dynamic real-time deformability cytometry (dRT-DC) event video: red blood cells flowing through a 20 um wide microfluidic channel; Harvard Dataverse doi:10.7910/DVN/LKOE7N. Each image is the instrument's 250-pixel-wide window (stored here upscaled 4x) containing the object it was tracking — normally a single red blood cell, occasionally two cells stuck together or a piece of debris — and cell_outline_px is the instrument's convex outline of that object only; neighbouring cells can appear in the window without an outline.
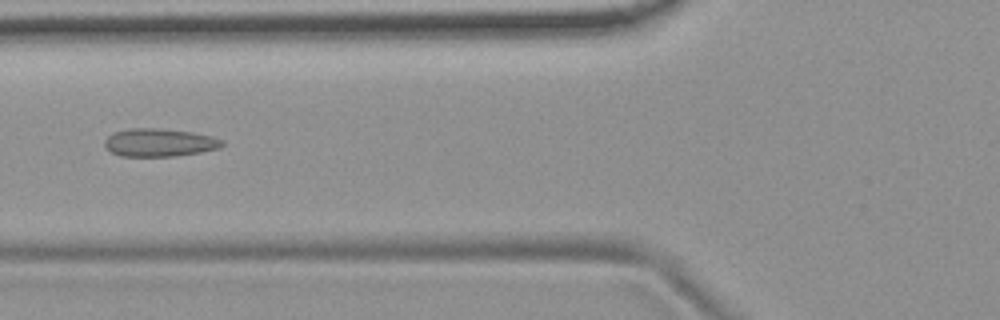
{"species": "common noctule bat (a hibernating species)", "species_latin": "Nyctalus noctula", "temperature_condition": "room temperature", "stored_images_in_passage": 37, "camera_frame_rate_fps": 3000, "um_per_image_px": 0.085, "animal": {"sex": "female", "body_mass_g": 19.9}, "frame": {"image": 1, "passage_image": 4, "time_ms": 1.0, "image_size_px": [1000, 320], "cell_outline_px": [[224, 144], [220, 148], [200, 152], [176, 156], [120, 156], [112, 152], [104, 144], [104, 140], [112, 132], [128, 128], [156, 128], [192, 132], [212, 136], [224, 140]], "centroid_in_image_um": [13.55, 12.11], "position_along_channel_um": 112.2, "area_um2": 19.25}}
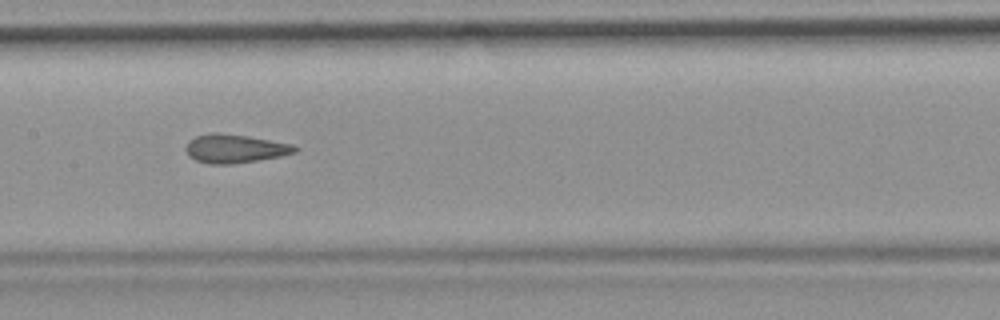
{"frame": {"image": 2, "passage_image": 10, "time_ms": 3.0, "image_size_px": [1000, 320], "cell_outline_px": [[300, 148], [296, 152], [280, 156], [232, 164], [208, 164], [196, 160], [188, 156], [184, 148], [188, 140], [196, 136], [212, 132], [220, 132], [248, 136], [292, 144]], "centroid_in_image_um": [19.92, 12.62], "position_along_channel_um": 187.5, "area_um2": 18.32}}
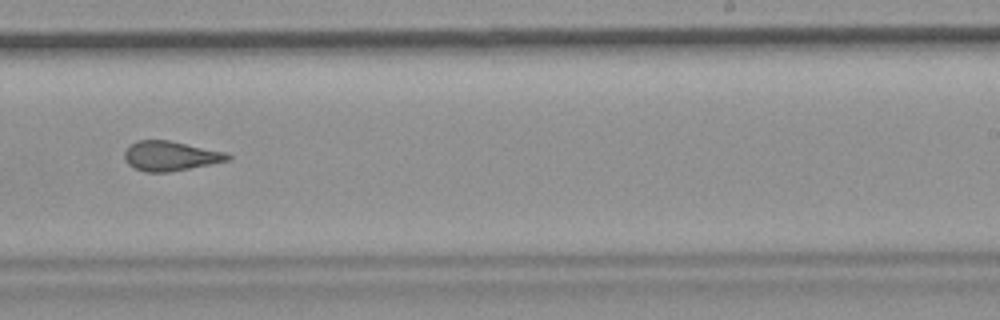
{"frame": {"image": 3, "passage_image": 17, "time_ms": 5.333, "image_size_px": [1000, 320], "cell_outline_px": [[232, 156], [228, 160], [168, 172], [144, 172], [128, 164], [124, 160], [124, 152], [136, 140], [168, 140], [228, 152]], "centroid_in_image_um": [14.47, 13.25], "position_along_channel_um": 274.5, "area_um2": 17.69}}